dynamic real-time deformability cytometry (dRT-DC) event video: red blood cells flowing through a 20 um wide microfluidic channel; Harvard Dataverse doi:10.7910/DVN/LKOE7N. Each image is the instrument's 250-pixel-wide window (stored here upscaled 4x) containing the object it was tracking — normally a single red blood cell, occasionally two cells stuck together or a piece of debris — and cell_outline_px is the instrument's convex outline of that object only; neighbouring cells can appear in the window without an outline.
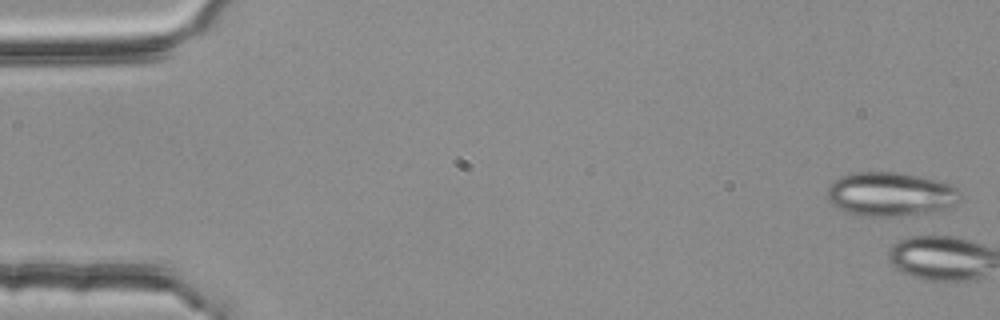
{"species": "common noctule bat (a hibernating species)", "species_latin": "Nyctalus noctula", "temperature_condition": "room temperature", "stored_images_in_passage": 4, "camera_frame_rate_fps": 3000, "um_per_image_px": 0.085, "animal": {"sex": "female", "body_mass_g": 25.1}, "frame": {"image": 1, "passage_image": 1, "time_ms": 0.0, "image_size_px": [1000, 320], "cell_outline_px": [[960, 192], [956, 200], [948, 208], [900, 216], [860, 216], [848, 212], [832, 204], [824, 196], [828, 184], [840, 176], [856, 172], [896, 172], [936, 180], [960, 188]], "centroid_in_image_um": [75.6, 16.49], "position_along_channel_um": 9.4, "area_um2": 33.87}}